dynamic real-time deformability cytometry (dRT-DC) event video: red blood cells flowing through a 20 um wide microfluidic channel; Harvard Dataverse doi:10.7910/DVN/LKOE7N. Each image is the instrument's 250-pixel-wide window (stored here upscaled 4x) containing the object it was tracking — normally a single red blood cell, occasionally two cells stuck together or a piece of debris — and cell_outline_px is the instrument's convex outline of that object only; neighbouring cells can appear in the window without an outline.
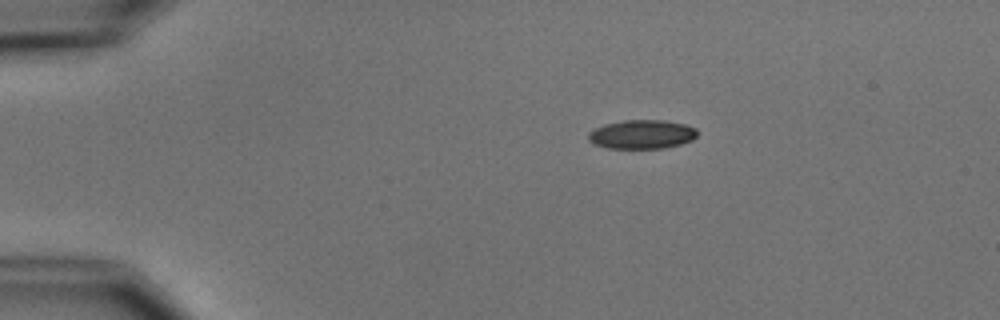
{"species": "common noctule bat (a hibernating species)", "species_latin": "Nyctalus noctula", "temperature_condition": "cold", "stored_images_in_passage": 4, "camera_frame_rate_fps": 3000, "um_per_image_px": 0.085, "animal": {"sex": "male", "body_mass_g": 15.6}, "frame": {"image": 1, "passage_image": 1, "time_ms": 0.0, "image_size_px": [1000, 320], "cell_outline_px": [[696, 136], [692, 140], [680, 144], [664, 148], [608, 148], [592, 144], [588, 140], [588, 132], [604, 124], [624, 120], [664, 120], [684, 124], [696, 128]], "centroid_in_image_um": [54.53, 11.42], "position_along_channel_um": 30.5, "area_um2": 18.38}}
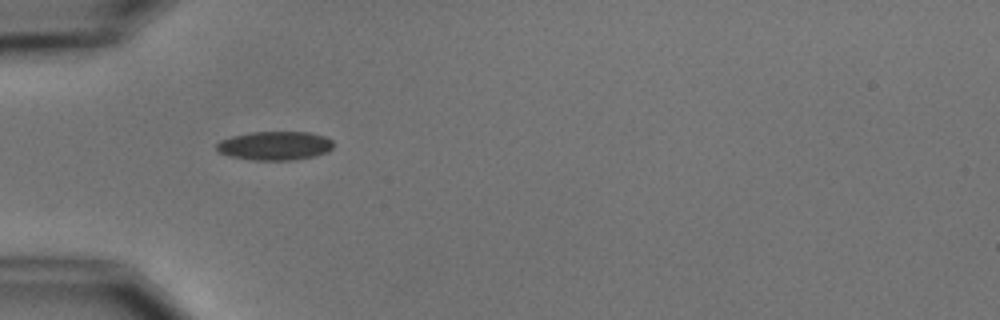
{"frame": {"image": 2, "passage_image": 3, "time_ms": 2.333, "image_size_px": [1000, 320], "cell_outline_px": [[332, 148], [328, 152], [316, 156], [292, 160], [252, 160], [232, 156], [220, 152], [216, 148], [216, 144], [220, 140], [232, 136], [248, 132], [308, 132], [324, 136], [332, 140]], "centroid_in_image_um": [23.37, 12.38], "position_along_channel_um": 61.6, "area_um2": 19.59}}